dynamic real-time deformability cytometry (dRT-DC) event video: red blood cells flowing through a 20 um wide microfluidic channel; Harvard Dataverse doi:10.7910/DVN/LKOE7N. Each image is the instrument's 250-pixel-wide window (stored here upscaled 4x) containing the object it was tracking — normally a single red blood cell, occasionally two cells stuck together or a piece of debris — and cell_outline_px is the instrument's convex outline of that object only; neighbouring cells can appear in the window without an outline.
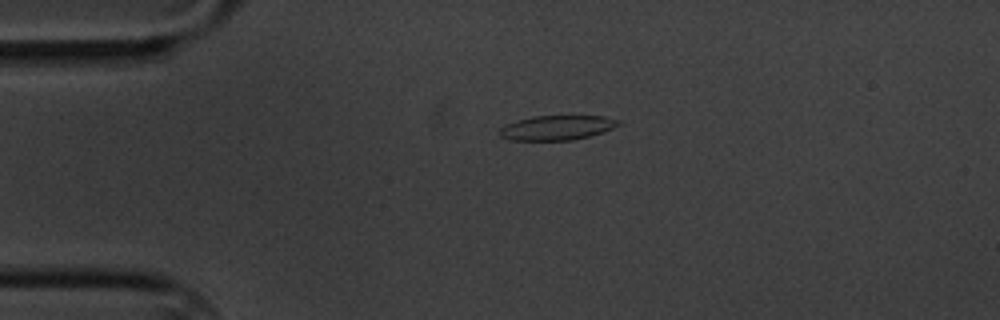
{"species": "common noctule bat (a hibernating species)", "species_latin": "Nyctalus noctula", "temperature_condition": "cold", "stored_images_in_passage": 5, "camera_frame_rate_fps": 3000, "um_per_image_px": 0.085, "animal": {"sex": "male", "body_mass_g": 20.1, "forearm_length_mm": 53.5}, "frame": {"image": 1, "passage_image": 3, "time_ms": 3.333, "image_size_px": [1000, 320], "cell_outline_px": [[620, 124], [604, 132], [572, 140], [512, 140], [500, 136], [496, 132], [504, 124], [532, 116], [604, 116], [620, 120]], "centroid_in_image_um": [47.3, 10.85], "position_along_channel_um": 37.7, "area_um2": 17.11}}